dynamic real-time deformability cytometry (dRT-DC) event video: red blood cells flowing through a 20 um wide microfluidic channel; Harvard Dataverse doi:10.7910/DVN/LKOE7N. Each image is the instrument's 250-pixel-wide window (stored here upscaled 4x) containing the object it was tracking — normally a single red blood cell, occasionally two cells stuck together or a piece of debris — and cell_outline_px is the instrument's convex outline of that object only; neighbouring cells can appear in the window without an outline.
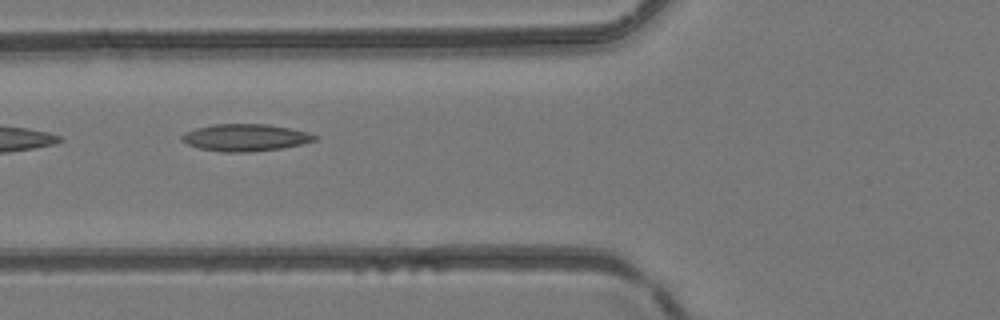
{"species": "common noctule bat (a hibernating species)", "species_latin": "Nyctalus noctula", "temperature_condition": "room temperature", "stored_images_in_passage": 4, "camera_frame_rate_fps": 3000, "um_per_image_px": 0.085, "animal": {"sex": "female", "body_mass_g": 24.6, "forearm_length_mm": 56.2}, "frame": {"image": 1, "passage_image": 3, "time_ms": 0.667, "image_size_px": [1000, 320], "cell_outline_px": [[320, 136], [316, 140], [300, 144], [280, 148], [248, 152], [220, 152], [200, 148], [188, 144], [180, 140], [180, 136], [184, 132], [196, 128], [212, 124], [268, 124], [292, 128], [308, 132]], "centroid_in_image_um": [20.85, 11.68], "position_along_channel_um": 105.0, "area_um2": 21.1}}
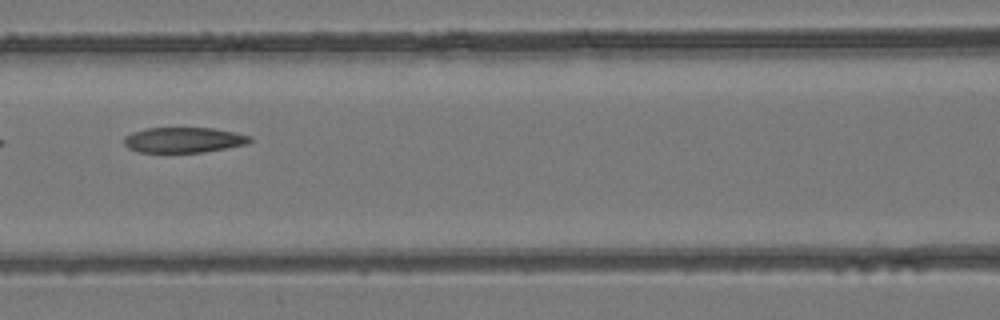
{"frame": {"image": 2, "passage_image": 4, "time_ms": 1.0, "image_size_px": [1000, 320], "cell_outline_px": [[252, 140], [248, 144], [204, 152], [140, 152], [128, 148], [124, 144], [124, 136], [132, 132], [148, 128], [212, 128], [252, 136]], "centroid_in_image_um": [15.61, 11.9], "position_along_channel_um": 151.0, "area_um2": 18.55}}